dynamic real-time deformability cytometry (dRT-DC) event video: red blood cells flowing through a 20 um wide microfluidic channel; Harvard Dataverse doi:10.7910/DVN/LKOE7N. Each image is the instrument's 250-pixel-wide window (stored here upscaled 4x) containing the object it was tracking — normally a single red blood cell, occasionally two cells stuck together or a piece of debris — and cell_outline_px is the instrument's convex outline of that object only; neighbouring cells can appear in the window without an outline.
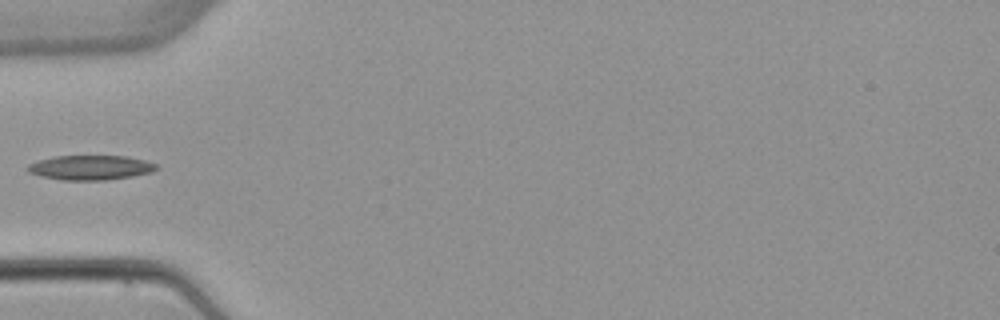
{"species": "common noctule bat (a hibernating species)", "species_latin": "Nyctalus noctula", "temperature_condition": "warm", "stored_images_in_passage": 4, "segment_of_instrument_passage": [2, 2], "camera_frame_rate_fps": 3000, "um_per_image_px": 0.085, "animal": {"sex": "female", "body_mass_g": 22.7, "forearm_length_mm": 54.2}, "frame": {"image": 1, "passage_image": 4, "time_ms": 3.667, "image_size_px": [1000, 320], "cell_outline_px": [[156, 168], [152, 172], [132, 176], [108, 180], [60, 180], [28, 172], [24, 168], [28, 164], [40, 160], [56, 156], [124, 156], [144, 160], [156, 164]], "centroid_in_image_um": [7.66, 14.25], "position_along_channel_um": 77.3, "area_um2": 18.32}}